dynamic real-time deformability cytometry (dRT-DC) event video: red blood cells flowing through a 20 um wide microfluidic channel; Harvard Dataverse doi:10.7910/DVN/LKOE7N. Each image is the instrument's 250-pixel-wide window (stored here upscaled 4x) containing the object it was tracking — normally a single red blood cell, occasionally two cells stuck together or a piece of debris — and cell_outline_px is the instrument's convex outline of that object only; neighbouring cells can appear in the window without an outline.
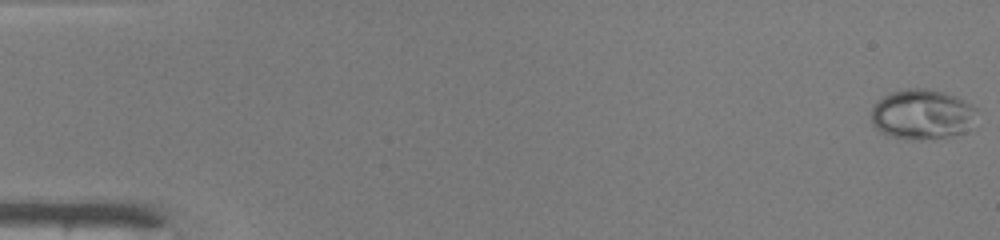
{"species": "common noctule bat (a hibernating species)", "species_latin": "Nyctalus noctula", "temperature_condition": "warm", "stored_images_in_passage": 49, "camera_frame_rate_fps": 3000, "um_per_image_px": 0.085, "animal": {"sex": "male", "body_mass_g": 19.0, "forearm_length_mm": 50.8}, "frame": {"image": 1, "passage_image": 1, "time_ms": 0.0, "image_size_px": [1000, 240], "cell_outline_px": [[976, 108], [964, 132], [944, 136], [908, 140], [888, 136], [880, 132], [872, 124], [872, 108], [876, 100], [892, 92], [908, 88], [928, 88], [944, 92], [972, 104]], "centroid_in_image_um": [78.28, 9.7], "position_along_channel_um": 6.7, "area_um2": 30.23}}
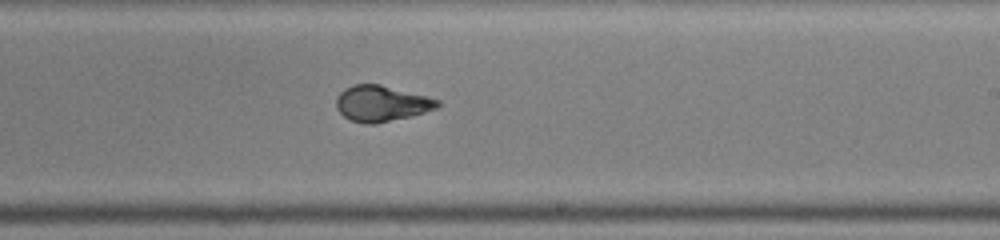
{"frame": {"image": 2, "passage_image": 30, "time_ms": 9.667, "image_size_px": [1000, 240], "cell_outline_px": [[440, 104], [436, 108], [412, 116], [376, 124], [364, 124], [352, 120], [344, 116], [336, 108], [336, 96], [344, 88], [352, 84], [380, 84], [440, 100]], "centroid_in_image_um": [32.39, 8.8], "position_along_channel_um": 256.6, "area_um2": 21.15}}
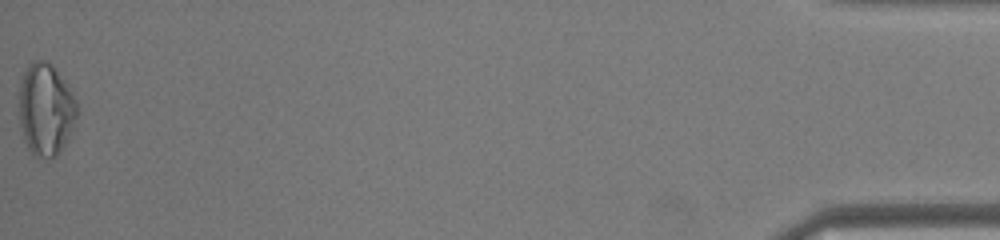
{"frame": {"image": 3, "passage_image": 49, "time_ms": 16.0, "image_size_px": [1000, 240], "cell_outline_px": [[76, 116], [68, 140], [64, 148], [52, 160], [36, 156], [28, 148], [24, 140], [20, 120], [20, 80], [28, 64], [36, 60], [48, 60], [52, 64], [76, 100]], "centroid_in_image_um": [3.88, 9.33], "position_along_channel_um": 431.3, "area_um2": 30.92}, "authors_computed_cell_mechanics": {"area_um2": 21.8484, "velocity_mm_per_s": 4.2263, "shape_relaxation_time_tau1_ms": 4.5167, "shape_relaxation_time_tau2_ms": null, "deformation_change_tau1": 0.2317, "deformation_change_tau2": null}}